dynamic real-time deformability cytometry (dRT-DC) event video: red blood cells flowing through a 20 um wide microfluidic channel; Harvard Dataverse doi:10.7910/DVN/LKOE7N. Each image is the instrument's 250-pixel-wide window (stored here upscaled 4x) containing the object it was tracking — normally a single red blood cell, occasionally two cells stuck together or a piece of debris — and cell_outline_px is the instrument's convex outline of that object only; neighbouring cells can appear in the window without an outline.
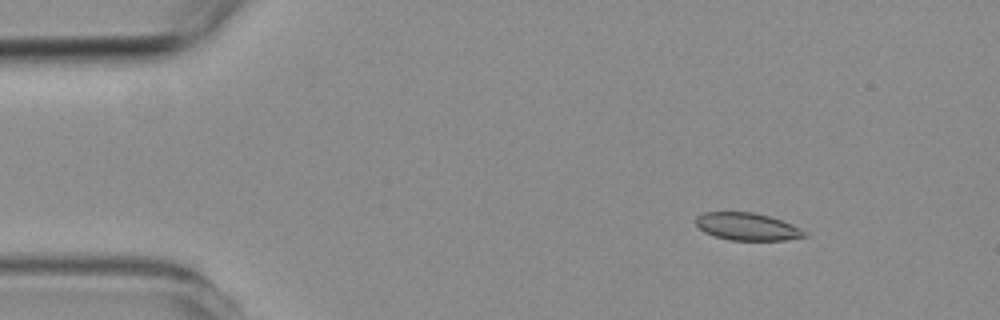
{"species": "common noctule bat (a hibernating species)", "species_latin": "Nyctalus noctula", "temperature_condition": "room temperature", "stored_images_in_passage": 3, "camera_frame_rate_fps": 3000, "um_per_image_px": 0.085, "animal": {"sex": "female", "body_mass_g": 19.3, "forearm_length_mm": 54.1}, "frame": {"image": 1, "passage_image": 1, "time_ms": 0.0, "image_size_px": [1000, 320], "cell_outline_px": [[808, 236], [784, 240], [728, 240], [704, 232], [696, 224], [696, 216], [704, 212], [752, 212], [768, 216], [792, 224], [800, 228]], "centroid_in_image_um": [63.49, 19.26], "position_along_channel_um": 21.5, "area_um2": 17.22}}